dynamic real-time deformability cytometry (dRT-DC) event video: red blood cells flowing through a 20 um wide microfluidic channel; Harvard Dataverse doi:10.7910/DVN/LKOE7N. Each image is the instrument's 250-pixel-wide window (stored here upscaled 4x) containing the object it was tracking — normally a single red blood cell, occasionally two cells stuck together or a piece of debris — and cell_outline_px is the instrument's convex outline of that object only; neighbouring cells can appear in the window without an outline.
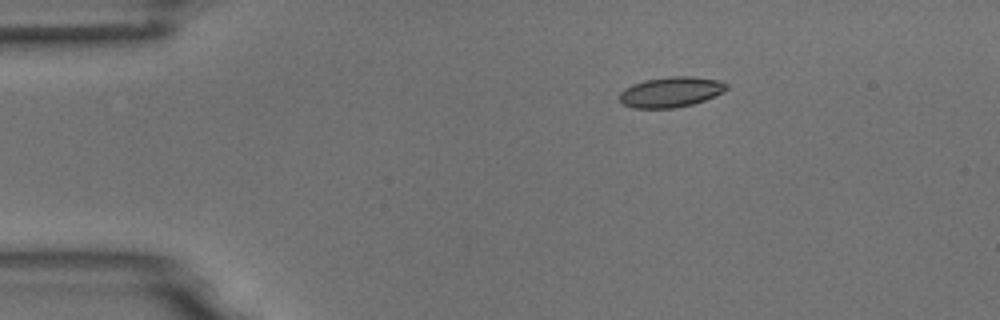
{"species": "common noctule bat (a hibernating species)", "species_latin": "Nyctalus noctula", "temperature_condition": "room temperature", "stored_images_in_passage": 2, "camera_frame_rate_fps": 3000, "um_per_image_px": 0.085, "animal": {"sex": "male", "body_mass_g": 18.8}, "frame": {"image": 1, "passage_image": 1, "time_ms": 0.0, "image_size_px": [1000, 320], "cell_outline_px": [[728, 88], [724, 92], [704, 100], [692, 104], [676, 108], [632, 108], [624, 104], [620, 100], [620, 92], [624, 88], [632, 84], [644, 80], [668, 76], [692, 76], [720, 80], [728, 84]], "centroid_in_image_um": [57.03, 7.81], "position_along_channel_um": 28.0, "area_um2": 19.07}}